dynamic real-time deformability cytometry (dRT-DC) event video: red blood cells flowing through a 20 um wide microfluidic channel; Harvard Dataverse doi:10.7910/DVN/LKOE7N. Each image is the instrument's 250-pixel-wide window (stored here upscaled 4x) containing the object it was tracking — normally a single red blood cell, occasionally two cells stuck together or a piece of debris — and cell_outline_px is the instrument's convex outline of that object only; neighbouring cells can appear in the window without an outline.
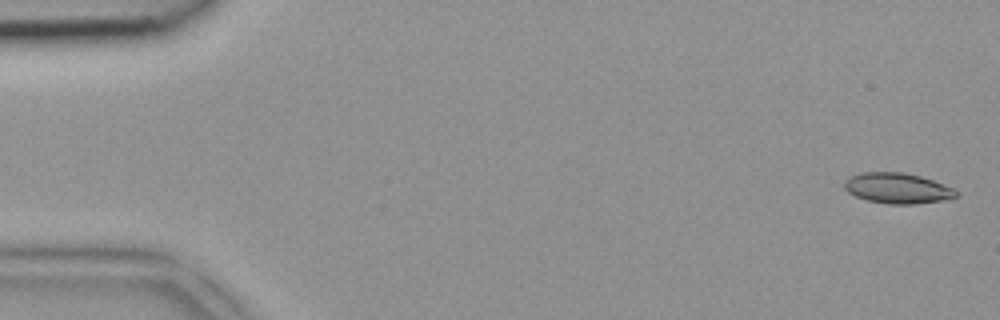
{"species": "common noctule bat (a hibernating species)", "species_latin": "Nyctalus noctula", "temperature_condition": "room temperature", "stored_images_in_passage": 5, "camera_frame_rate_fps": 3000, "um_per_image_px": 0.085, "animal": {"sex": "female", "body_mass_g": 18.4}, "frame": {"image": 1, "passage_image": 1, "time_ms": 0.0, "image_size_px": [1000, 320], "cell_outline_px": [[960, 196], [944, 200], [916, 204], [888, 204], [868, 200], [856, 196], [848, 192], [844, 188], [844, 180], [860, 172], [904, 172], [920, 176], [932, 180], [952, 188]], "centroid_in_image_um": [76.27, 16.0], "position_along_channel_um": 8.7, "area_um2": 19.83}}
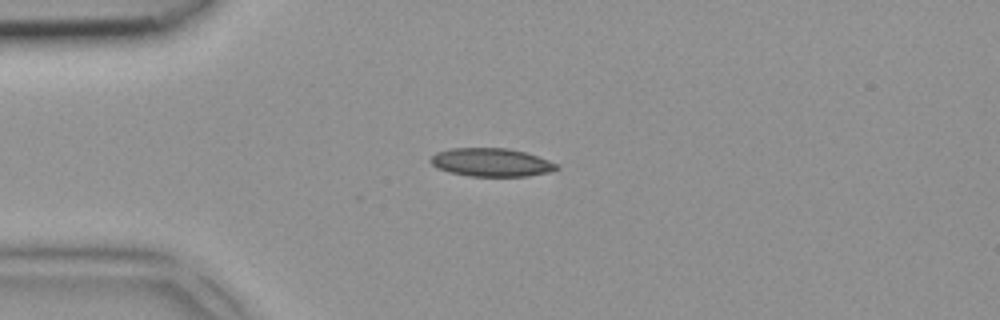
{"frame": {"image": 2, "passage_image": 4, "time_ms": 1.0, "image_size_px": [1000, 320], "cell_outline_px": [[560, 168], [548, 172], [528, 176], [468, 176], [448, 172], [436, 168], [428, 160], [436, 152], [452, 148], [508, 148], [524, 152], [548, 160], [556, 164]], "centroid_in_image_um": [41.71, 13.8], "position_along_channel_um": 43.3, "area_um2": 20.75}}